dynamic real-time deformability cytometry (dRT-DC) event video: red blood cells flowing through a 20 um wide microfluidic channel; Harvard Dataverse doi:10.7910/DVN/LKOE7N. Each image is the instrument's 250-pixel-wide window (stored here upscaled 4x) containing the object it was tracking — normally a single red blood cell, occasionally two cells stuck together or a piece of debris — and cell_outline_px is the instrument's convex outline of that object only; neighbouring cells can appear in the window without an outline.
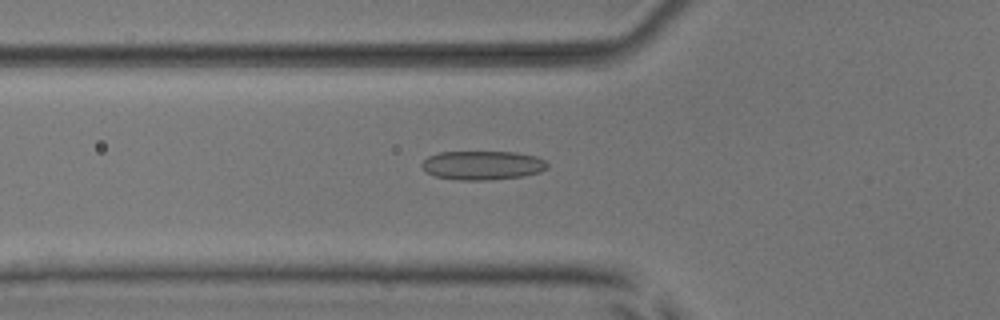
{"species": "common noctule bat (a hibernating species)", "species_latin": "Nyctalus noctula", "temperature_condition": "room temperature", "stored_images_in_passage": 42, "camera_frame_rate_fps": 3000, "um_per_image_px": 0.085, "animal": {"sex": "male", "body_mass_g": 17.9, "forearm_length_mm": 54.2}, "frame": {"image": 1, "passage_image": 19, "time_ms": 6.0, "image_size_px": [1000, 320], "cell_outline_px": [[548, 168], [540, 172], [524, 176], [488, 180], [460, 180], [436, 176], [428, 172], [420, 164], [428, 156], [440, 152], [516, 152], [536, 156], [544, 160], [548, 164]], "centroid_in_image_um": [41.05, 14.04], "position_along_channel_um": 84.8, "area_um2": 21.15}}
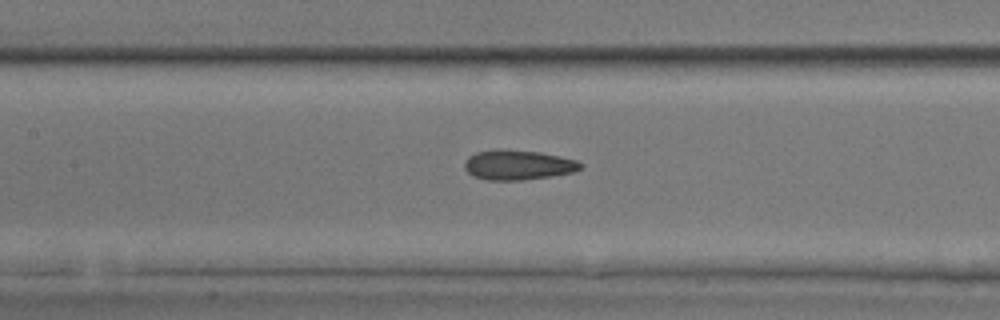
{"frame": {"image": 2, "passage_image": 25, "time_ms": 8.0, "image_size_px": [1000, 320], "cell_outline_px": [[584, 168], [576, 172], [552, 176], [520, 180], [488, 180], [472, 176], [464, 168], [464, 160], [468, 156], [476, 152], [496, 148], [504, 148], [540, 152], [560, 156], [576, 160], [584, 164]], "centroid_in_image_um": [44.04, 14.0], "position_along_channel_um": 163.4, "area_um2": 20.69}}
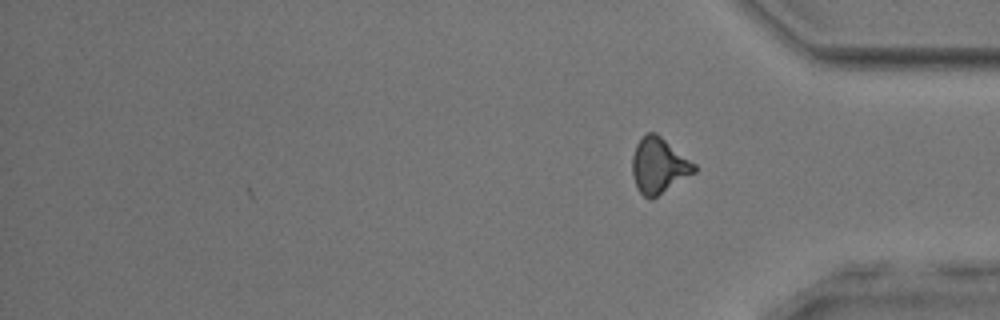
{"frame": {"image": 3, "passage_image": 42, "time_ms": 13.667, "image_size_px": [1000, 320], "cell_outline_px": [[696, 172], [652, 200], [644, 196], [636, 188], [632, 176], [632, 156], [636, 144], [644, 132], [656, 132], [696, 164]], "centroid_in_image_um": [55.98, 14.07], "position_along_channel_um": 379.2, "area_um2": 20.4}, "authors_computed_cell_mechanics": {"area_um2": 20.6635, "velocity_mm_per_s": 3.9049, "shape_relaxation_time_tau1_ms": 7.1428, "shape_relaxation_time_tau2_ms": 2.3447, "deformation_change_tau1": 0.1505, "deformation_change_tau2": 0.1006}}